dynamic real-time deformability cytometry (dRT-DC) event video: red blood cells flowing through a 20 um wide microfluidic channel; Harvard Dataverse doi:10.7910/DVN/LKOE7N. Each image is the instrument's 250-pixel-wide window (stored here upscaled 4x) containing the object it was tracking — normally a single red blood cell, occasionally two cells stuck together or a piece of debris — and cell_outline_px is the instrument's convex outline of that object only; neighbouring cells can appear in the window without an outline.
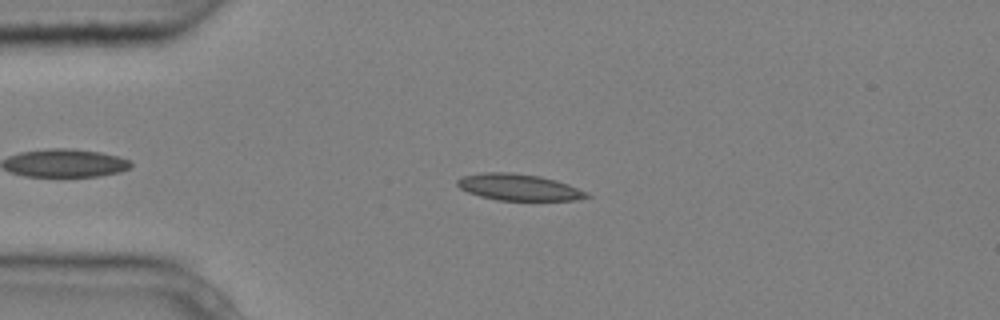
{"species": "common noctule bat (a hibernating species)", "species_latin": "Nyctalus noctula", "temperature_condition": "cold", "stored_images_in_passage": 4, "camera_frame_rate_fps": 3000, "um_per_image_px": 0.085, "animal": {"sex": "male", "body_mass_g": 20.4}, "frame": {"image": 1, "passage_image": 3, "time_ms": 0.667, "image_size_px": [1000, 320], "cell_outline_px": [[592, 196], [576, 200], [496, 200], [480, 196], [468, 192], [460, 188], [456, 184], [456, 180], [464, 176], [480, 172], [512, 172], [540, 176], [556, 180], [568, 184], [588, 192]], "centroid_in_image_um": [44.1, 15.91], "position_along_channel_um": 40.9, "area_um2": 20.06}}